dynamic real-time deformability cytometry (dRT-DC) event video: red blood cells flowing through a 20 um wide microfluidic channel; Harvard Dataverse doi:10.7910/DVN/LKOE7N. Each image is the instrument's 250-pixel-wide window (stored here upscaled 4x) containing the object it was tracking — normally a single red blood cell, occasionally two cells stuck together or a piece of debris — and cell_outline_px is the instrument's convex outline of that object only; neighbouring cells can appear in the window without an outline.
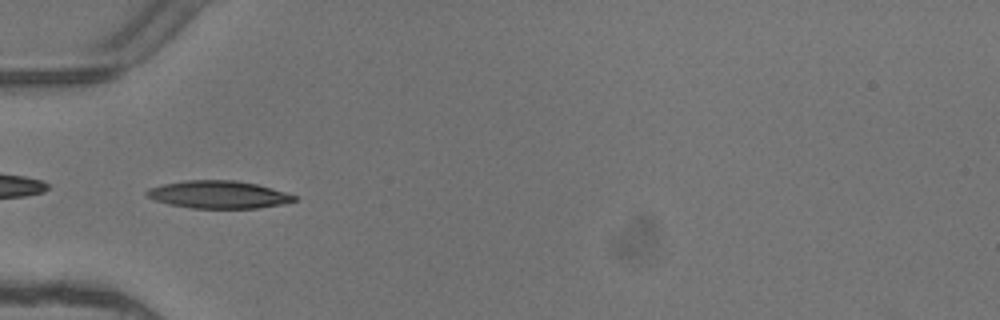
{"species": "common noctule bat (a hibernating species)", "species_latin": "Nyctalus noctula", "temperature_condition": "warm", "stored_images_in_passage": 5, "camera_frame_rate_fps": 3000, "um_per_image_px": 0.085, "animal": {"sex": "female"}, "frame": {"image": 1, "passage_image": 5, "time_ms": 1.333, "image_size_px": [1000, 320], "cell_outline_px": [[296, 200], [284, 204], [256, 208], [192, 208], [168, 204], [156, 200], [148, 196], [144, 192], [148, 188], [164, 184], [184, 180], [236, 180], [256, 184], [272, 188], [296, 196]], "centroid_in_image_um": [18.56, 16.53], "position_along_channel_um": 66.4, "area_um2": 23.64}}